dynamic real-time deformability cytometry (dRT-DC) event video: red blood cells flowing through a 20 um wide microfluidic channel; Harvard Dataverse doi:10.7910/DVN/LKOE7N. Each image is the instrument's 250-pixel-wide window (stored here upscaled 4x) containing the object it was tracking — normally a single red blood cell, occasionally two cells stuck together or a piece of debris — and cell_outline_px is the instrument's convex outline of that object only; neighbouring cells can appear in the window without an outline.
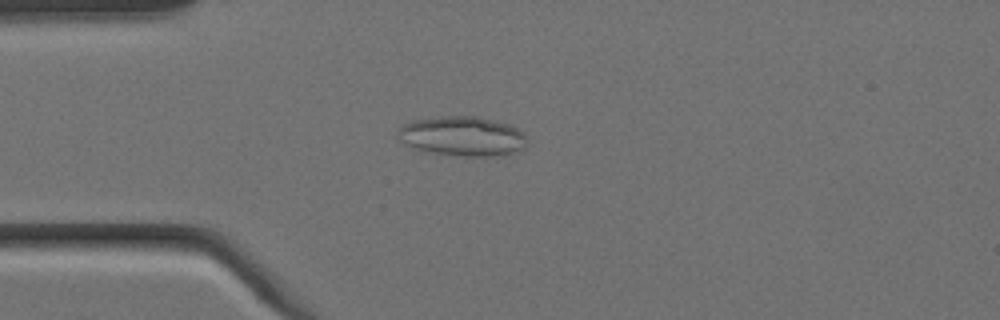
{"species": "Egyptian fruit bat (a non-hibernating species)", "species_latin": "Rousettus aegyptiacus", "temperature_condition": "cold", "stored_images_in_passage": 4, "camera_frame_rate_fps": 3000, "um_per_image_px": 0.085, "animal": {"sex": "female"}, "frame": {"image": 1, "passage_image": 4, "time_ms": 1.0, "image_size_px": [1000, 320], "cell_outline_px": [[524, 148], [516, 152], [500, 156], [460, 156], [420, 152], [412, 148], [400, 140], [396, 136], [396, 132], [404, 124], [412, 120], [440, 116], [476, 116], [508, 124], [524, 132]], "centroid_in_image_um": [39.24, 11.59], "position_along_channel_um": 45.8, "area_um2": 30.17}}